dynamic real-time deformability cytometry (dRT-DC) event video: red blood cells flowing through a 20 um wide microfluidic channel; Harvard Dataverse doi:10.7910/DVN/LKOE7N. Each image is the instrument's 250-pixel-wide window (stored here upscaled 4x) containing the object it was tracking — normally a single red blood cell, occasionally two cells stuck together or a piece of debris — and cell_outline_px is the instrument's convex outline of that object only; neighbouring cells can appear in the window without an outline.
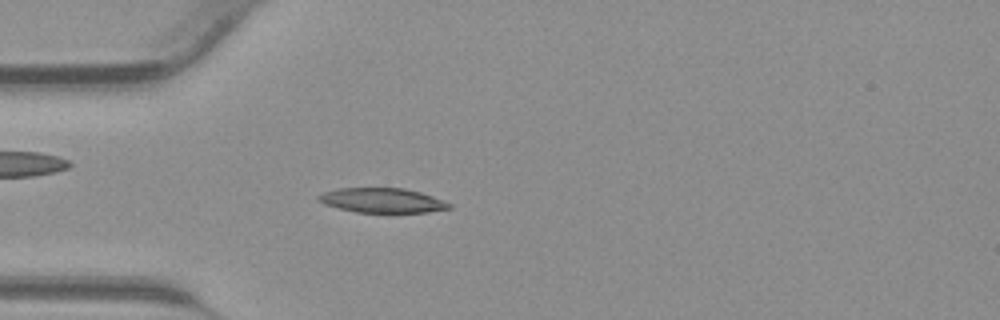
{"species": "common noctule bat (a hibernating species)", "species_latin": "Nyctalus noctula", "temperature_condition": "warm", "stored_images_in_passage": 43, "camera_frame_rate_fps": 3000, "um_per_image_px": 0.085, "animal": {"sex": "male", "body_mass_g": 23.1, "forearm_length_mm": 52.7}, "frame": {"image": 1, "passage_image": 13, "time_ms": 4.0, "image_size_px": [1000, 320], "cell_outline_px": [[452, 208], [428, 212], [356, 212], [324, 204], [316, 200], [316, 196], [324, 192], [340, 188], [404, 188], [420, 192], [432, 196], [452, 204]], "centroid_in_image_um": [32.48, 17.03], "position_along_channel_um": 52.5, "area_um2": 18.67}}
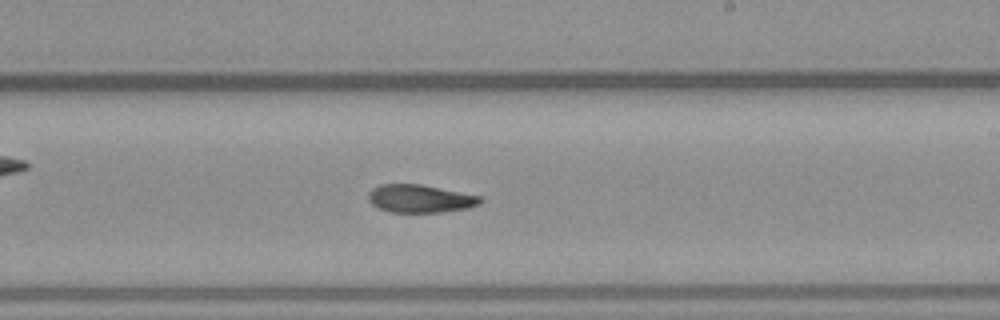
{"frame": {"image": 2, "passage_image": 26, "time_ms": 8.333, "image_size_px": [1000, 320], "cell_outline_px": [[484, 200], [480, 204], [468, 208], [440, 212], [392, 212], [380, 208], [372, 204], [368, 200], [368, 192], [372, 188], [380, 184], [420, 184], [484, 196]], "centroid_in_image_um": [35.75, 16.87], "position_along_channel_um": 253.3, "area_um2": 18.38}}
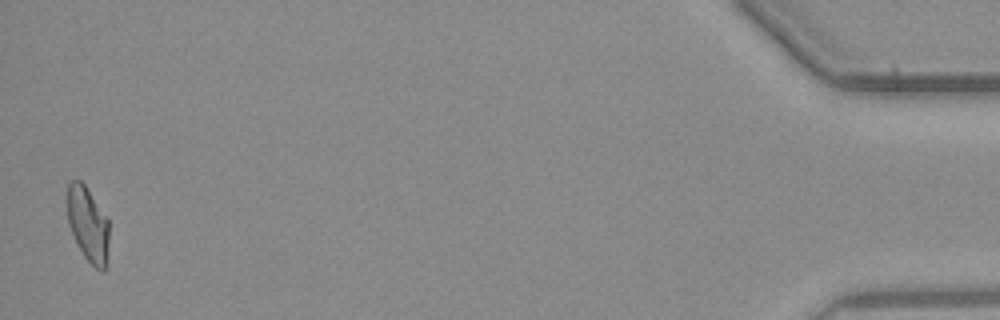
{"frame": {"image": 3, "passage_image": 43, "time_ms": 14.0, "image_size_px": [1000, 320], "cell_outline_px": [[108, 264], [104, 272], [100, 272], [84, 256], [68, 224], [68, 184], [72, 180], [80, 180], [84, 184], [108, 220]], "centroid_in_image_um": [7.5, 19.12], "position_along_channel_um": 427.7, "area_um2": 17.92}}